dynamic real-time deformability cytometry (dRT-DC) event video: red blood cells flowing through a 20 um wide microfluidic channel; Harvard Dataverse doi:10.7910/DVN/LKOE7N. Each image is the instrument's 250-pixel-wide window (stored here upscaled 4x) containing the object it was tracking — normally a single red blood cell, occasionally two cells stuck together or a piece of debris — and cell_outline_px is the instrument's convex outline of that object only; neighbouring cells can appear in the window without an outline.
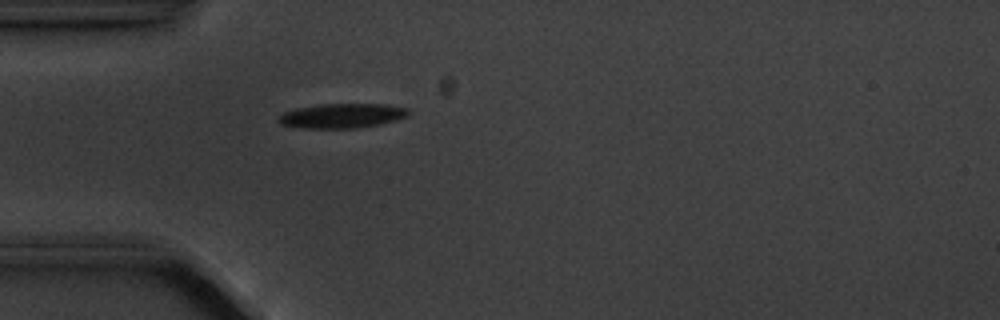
{"species": "common noctule bat (a hibernating species)", "species_latin": "Nyctalus noctula", "temperature_condition": "cold", "stored_images_in_passage": 4, "camera_frame_rate_fps": 3000, "um_per_image_px": 0.085, "animal": {"sex": "male", "body_mass_g": 20.1, "forearm_length_mm": 53.5}, "frame": {"image": 1, "passage_image": 4, "time_ms": 3.333, "image_size_px": [1000, 320], "cell_outline_px": [[408, 116], [396, 120], [356, 128], [300, 128], [280, 124], [276, 120], [284, 112], [296, 108], [320, 104], [388, 104], [408, 108]], "centroid_in_image_um": [29.04, 9.83], "position_along_channel_um": 56.0, "area_um2": 18.55}}